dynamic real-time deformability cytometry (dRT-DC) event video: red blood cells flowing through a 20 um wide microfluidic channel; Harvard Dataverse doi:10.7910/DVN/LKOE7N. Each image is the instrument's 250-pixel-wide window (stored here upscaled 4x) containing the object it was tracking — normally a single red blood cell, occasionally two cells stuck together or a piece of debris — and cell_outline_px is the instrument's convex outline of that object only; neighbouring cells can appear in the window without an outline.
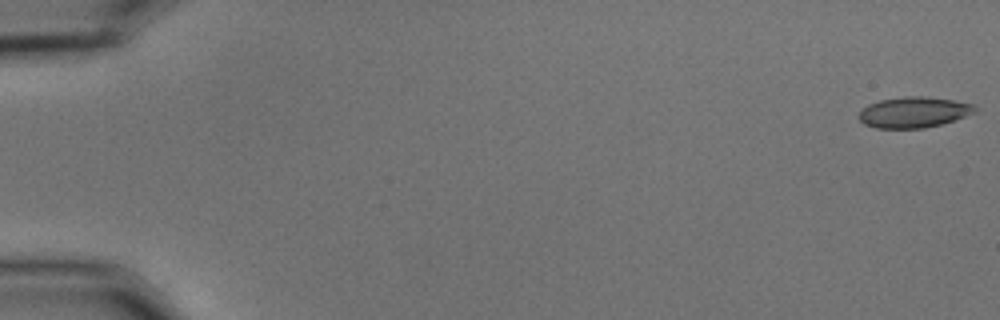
{"species": "common noctule bat (a hibernating species)", "species_latin": "Nyctalus noctula", "temperature_condition": "cold", "stored_images_in_passage": 55, "camera_frame_rate_fps": 3000, "um_per_image_px": 0.085, "animal": {"sex": "male", "body_mass_g": 15.6}, "frame": {"image": 1, "passage_image": 1, "time_ms": 0.0, "image_size_px": [1000, 320], "cell_outline_px": [[976, 112], [940, 124], [924, 128], [876, 128], [864, 124], [860, 120], [860, 112], [868, 104], [880, 100], [904, 96], [924, 96], [952, 100], [972, 104], [976, 108]], "centroid_in_image_um": [77.65, 9.54], "position_along_channel_um": 7.4, "area_um2": 20.52}}
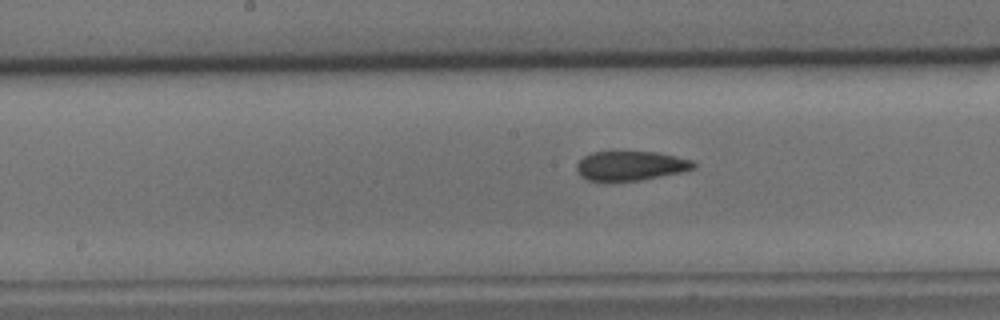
{"frame": {"image": 2, "passage_image": 29, "time_ms": 9.333, "image_size_px": [1000, 320], "cell_outline_px": [[696, 168], [680, 172], [640, 180], [588, 180], [580, 176], [576, 172], [576, 164], [584, 156], [592, 152], [612, 148], [656, 152], [676, 156], [692, 160], [696, 164]], "centroid_in_image_um": [53.56, 14.02], "position_along_channel_um": 194.6, "area_um2": 20.75}}
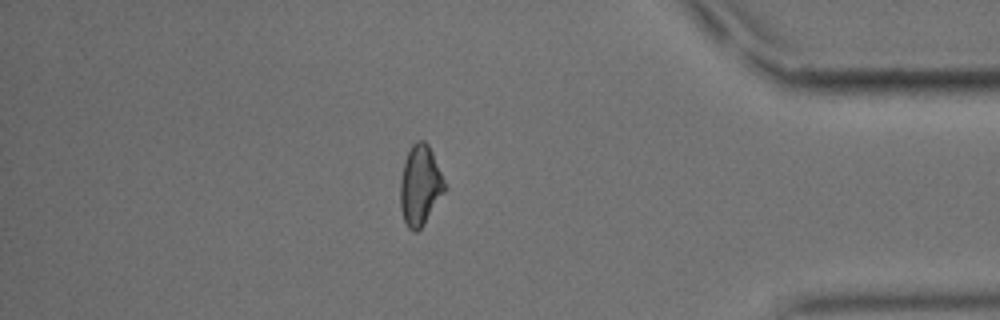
{"frame": {"image": 3, "passage_image": 48, "time_ms": 15.667, "image_size_px": [1000, 320], "cell_outline_px": [[448, 188], [424, 224], [416, 232], [412, 232], [408, 228], [404, 220], [400, 208], [400, 180], [404, 160], [412, 144], [416, 140], [424, 140], [428, 144], [432, 152]], "centroid_in_image_um": [35.71, 15.76], "position_along_channel_um": 399.5, "area_um2": 20.98}, "authors_computed_cell_mechanics": {"area_um2": 20.808, "velocity_mm_per_s": 3.6873, "shape_relaxation_time_tau1_ms": null, "shape_relaxation_time_tau2_ms": 2.871, "deformation_change_tau1": null, "deformation_change_tau2": 0.0831}}